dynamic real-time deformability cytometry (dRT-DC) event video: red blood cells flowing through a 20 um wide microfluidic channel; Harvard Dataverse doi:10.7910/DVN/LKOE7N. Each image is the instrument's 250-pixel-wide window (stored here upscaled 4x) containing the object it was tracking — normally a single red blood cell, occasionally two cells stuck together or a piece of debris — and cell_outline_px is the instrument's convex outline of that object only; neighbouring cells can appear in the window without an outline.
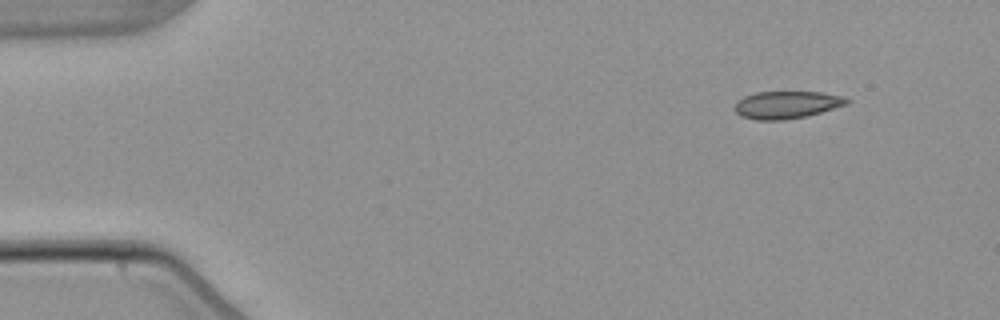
{"species": "common noctule bat (a hibernating species)", "species_latin": "Nyctalus noctula", "temperature_condition": "warm", "stored_images_in_passage": 5, "camera_frame_rate_fps": 3000, "um_per_image_px": 0.085, "animal": {"sex": "male", "body_mass_g": 21.5, "forearm_length_mm": 52.0}, "frame": {"image": 1, "passage_image": 1, "time_ms": 0.0, "image_size_px": [1000, 320], "cell_outline_px": [[852, 100], [848, 104], [808, 116], [784, 120], [756, 120], [740, 116], [732, 108], [736, 100], [744, 96], [756, 92], [820, 92], [844, 96]], "centroid_in_image_um": [66.85, 8.91], "position_along_channel_um": 18.1, "area_um2": 18.26}}
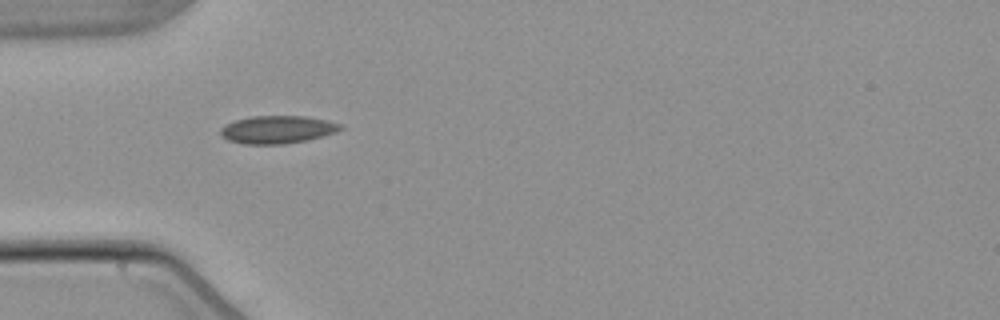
{"frame": {"image": 2, "passage_image": 4, "time_ms": 3.667, "image_size_px": [1000, 320], "cell_outline_px": [[344, 128], [336, 132], [324, 136], [308, 140], [284, 144], [244, 144], [228, 140], [220, 136], [220, 128], [236, 120], [252, 116], [304, 116], [328, 120], [344, 124]], "centroid_in_image_um": [23.63, 11.01], "position_along_channel_um": 61.4, "area_um2": 19.59}}
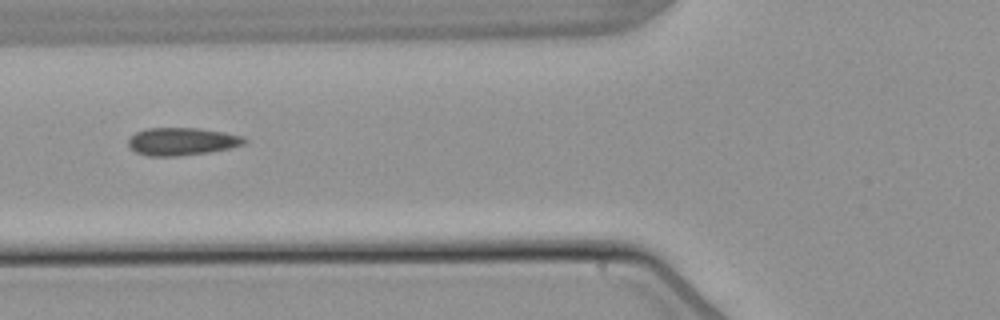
{"frame": {"image": 3, "passage_image": 5, "time_ms": 5.0, "image_size_px": [1000, 320], "cell_outline_px": [[248, 140], [244, 144], [228, 148], [208, 152], [176, 156], [148, 156], [136, 152], [128, 144], [128, 140], [136, 132], [148, 128], [196, 128], [224, 132], [244, 136]], "centroid_in_image_um": [15.47, 12.02], "position_along_channel_um": 110.3, "area_um2": 18.55}}